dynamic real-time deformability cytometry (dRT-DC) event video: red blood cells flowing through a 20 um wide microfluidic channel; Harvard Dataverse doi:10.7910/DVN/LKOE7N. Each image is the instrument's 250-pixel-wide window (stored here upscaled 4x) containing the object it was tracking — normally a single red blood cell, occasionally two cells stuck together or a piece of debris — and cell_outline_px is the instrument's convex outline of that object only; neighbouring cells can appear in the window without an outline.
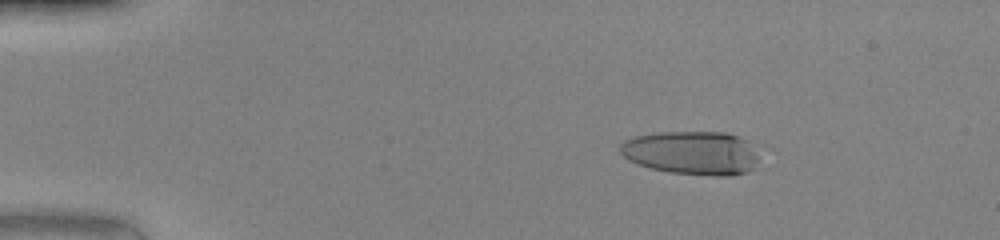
{"species": "human", "species_latin": "Homo sapiens", "temperature_condition": "warm", "stored_images_in_passage": 49, "camera_frame_rate_fps": 3000, "um_per_image_px": 0.085, "donor": {"sex": "female"}, "frame": {"image": 1, "passage_image": 8, "time_ms": 2.333, "image_size_px": [1000, 240], "cell_outline_px": [[772, 148], [748, 172], [732, 176], [712, 176], [672, 172], [652, 168], [636, 164], [628, 160], [620, 152], [620, 144], [624, 140], [636, 136], [656, 132], [724, 132], [740, 136]], "centroid_in_image_um": [59.05, 12.98], "position_along_channel_um": 25.9, "area_um2": 37.11}}
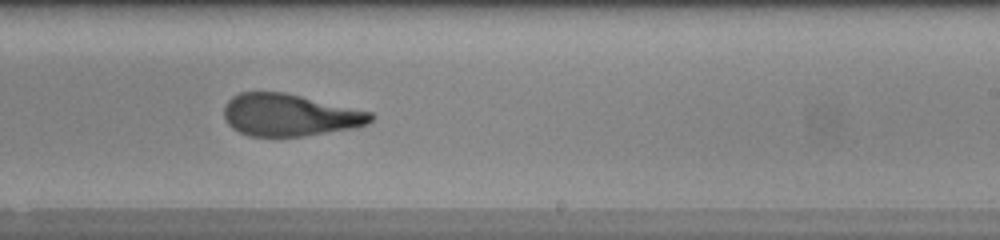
{"frame": {"image": 2, "passage_image": 31, "time_ms": 10.0, "image_size_px": [1000, 240], "cell_outline_px": [[376, 116], [368, 124], [356, 128], [304, 136], [248, 136], [232, 128], [228, 124], [224, 116], [224, 104], [232, 96], [240, 92], [284, 92], [372, 112]], "centroid_in_image_um": [24.63, 9.78], "position_along_channel_um": 264.4, "area_um2": 36.24}}
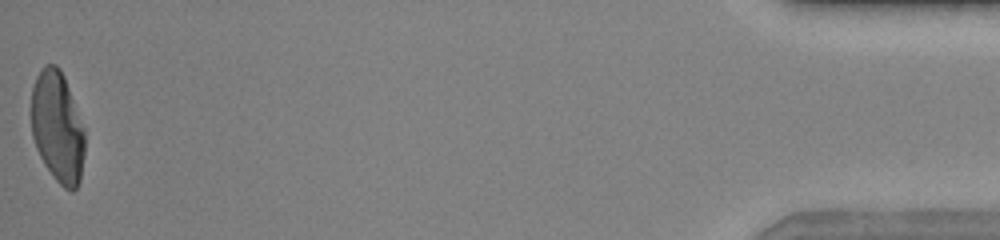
{"frame": {"image": 3, "passage_image": 49, "time_ms": 16.0, "image_size_px": [1000, 240], "cell_outline_px": [[84, 156], [80, 180], [76, 188], [72, 192], [64, 188], [56, 180], [44, 164], [36, 148], [32, 136], [32, 88], [36, 76], [44, 64], [56, 64], [60, 68], [64, 76], [84, 128]], "centroid_in_image_um": [4.89, 10.8], "position_along_channel_um": 430.3, "area_um2": 34.62}, "authors_computed_cell_mechanics": {"area_um2": 37.1076, "velocity_mm_per_s": 4.2653, "shape_relaxation_time_tau1_ms": null, "shape_relaxation_time_tau2_ms": 1.9434, "deformation_change_tau1": null, "deformation_change_tau2": 0.0741}}